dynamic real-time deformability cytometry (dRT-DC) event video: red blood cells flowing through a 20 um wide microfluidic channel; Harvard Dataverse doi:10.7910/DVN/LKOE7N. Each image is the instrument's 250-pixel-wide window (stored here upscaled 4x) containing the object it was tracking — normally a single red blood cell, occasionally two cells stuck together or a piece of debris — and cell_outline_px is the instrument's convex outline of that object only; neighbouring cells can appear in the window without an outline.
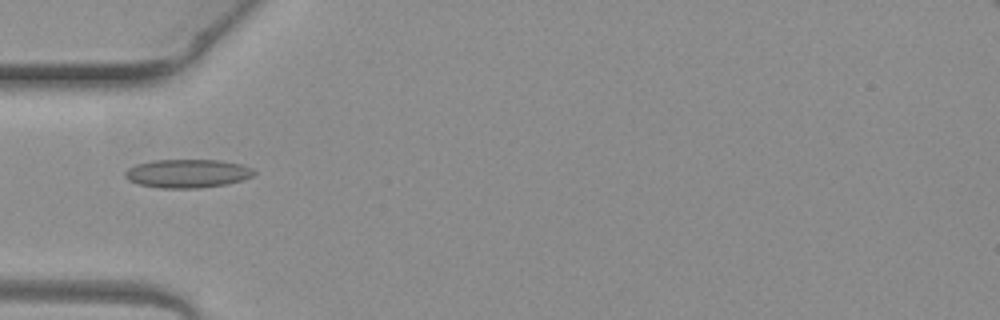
{"species": "common noctule bat (a hibernating species)", "species_latin": "Nyctalus noctula", "temperature_condition": "warm", "stored_images_in_passage": 5, "camera_frame_rate_fps": 3000, "um_per_image_px": 0.085, "animal": {"sex": "female", "body_mass_g": 19.3, "forearm_length_mm": 54.1}, "frame": {"image": 1, "passage_image": 4, "time_ms": 1.0, "image_size_px": [1000, 320], "cell_outline_px": [[256, 172], [252, 176], [244, 180], [224, 184], [200, 188], [160, 188], [140, 184], [128, 180], [124, 176], [124, 172], [128, 168], [136, 164], [152, 160], [220, 160], [240, 164], [252, 168]], "centroid_in_image_um": [15.92, 14.74], "position_along_channel_um": 69.1, "area_um2": 21.44}}
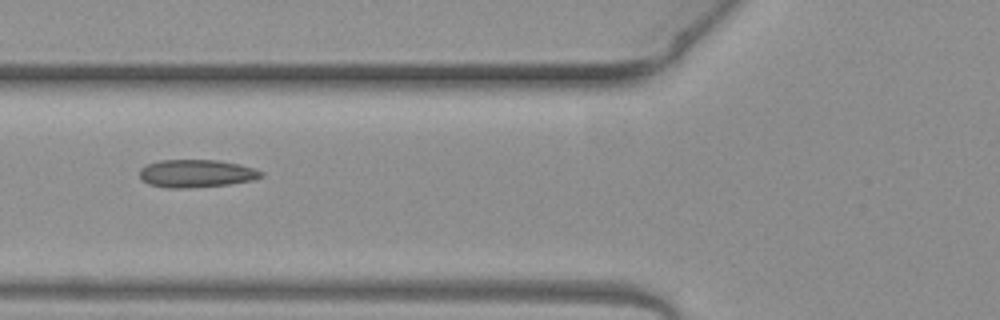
{"frame": {"image": 2, "passage_image": 5, "time_ms": 1.333, "image_size_px": [1000, 320], "cell_outline_px": [[264, 176], [252, 180], [228, 184], [188, 188], [164, 188], [148, 184], [140, 180], [140, 168], [148, 164], [160, 160], [216, 160], [240, 164], [264, 172]], "centroid_in_image_um": [16.66, 14.75], "position_along_channel_um": 109.1, "area_um2": 19.77}}